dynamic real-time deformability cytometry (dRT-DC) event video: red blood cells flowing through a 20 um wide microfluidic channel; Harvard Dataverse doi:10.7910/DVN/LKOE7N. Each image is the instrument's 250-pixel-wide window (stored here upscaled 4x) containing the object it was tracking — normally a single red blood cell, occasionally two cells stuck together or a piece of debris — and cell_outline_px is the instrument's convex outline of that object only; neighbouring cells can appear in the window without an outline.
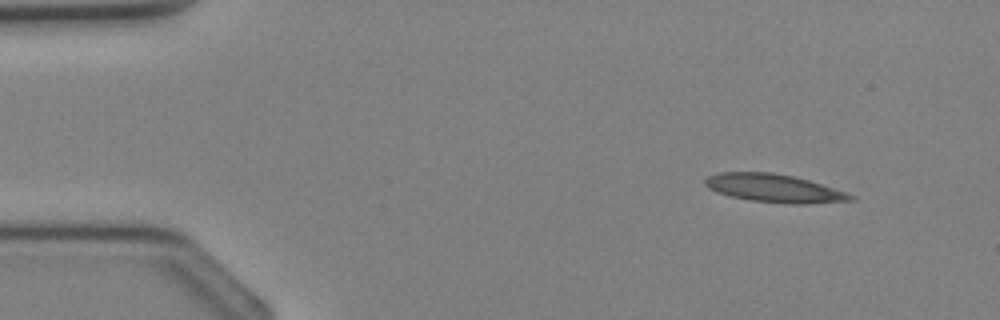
{"species": "Egyptian fruit bat (a non-hibernating species)", "species_latin": "Rousettus aegyptiacus", "temperature_condition": "cold", "stored_images_in_passage": 33, "camera_frame_rate_fps": 3000, "um_per_image_px": 0.085, "animal": {"sex": "female"}, "frame": {"image": 1, "passage_image": 1, "time_ms": 0.0, "image_size_px": [1000, 320], "cell_outline_px": [[856, 200], [808, 204], [788, 204], [752, 200], [732, 196], [716, 192], [708, 188], [704, 184], [704, 180], [708, 176], [716, 172], [772, 172], [796, 176], [848, 192], [856, 196]], "centroid_in_image_um": [65.85, 15.99], "position_along_channel_um": 19.2, "area_um2": 24.16}}
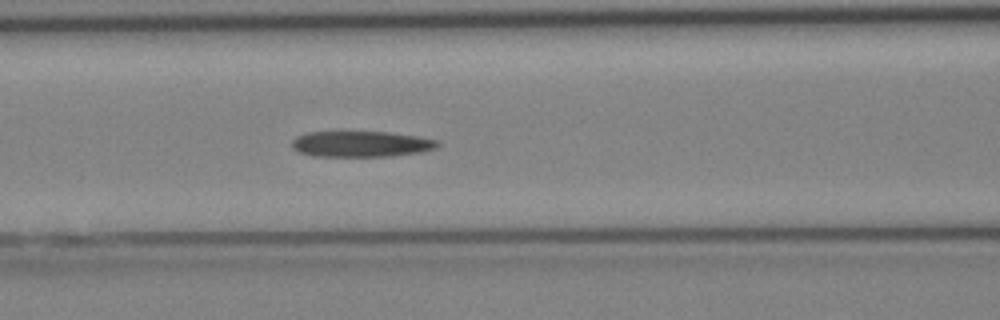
{"frame": {"image": 2, "passage_image": 12, "time_ms": 3.667, "image_size_px": [1000, 320], "cell_outline_px": [[440, 144], [436, 148], [424, 152], [392, 156], [312, 156], [296, 152], [292, 148], [292, 140], [296, 136], [308, 132], [392, 132], [420, 136], [440, 140]], "centroid_in_image_um": [30.73, 12.24], "position_along_channel_um": 135.9, "area_um2": 22.37}}
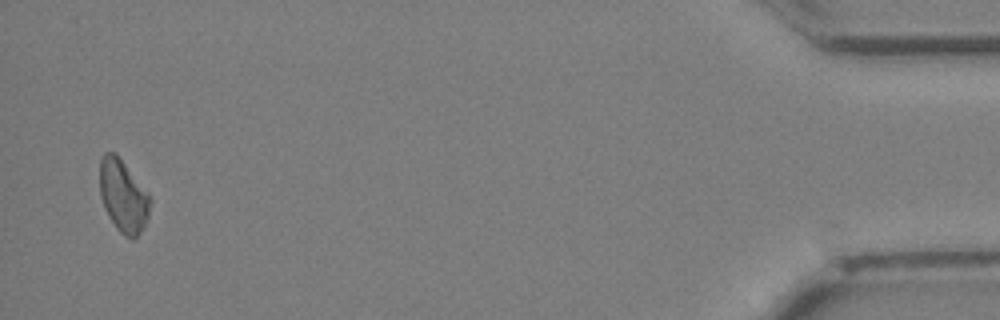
{"frame": {"image": 3, "passage_image": 32, "time_ms": 10.333, "image_size_px": [1000, 320], "cell_outline_px": [[152, 200], [148, 216], [144, 228], [132, 240], [124, 236], [116, 228], [104, 208], [100, 196], [100, 160], [104, 152], [116, 152], [148, 192]], "centroid_in_image_um": [10.48, 16.65], "position_along_channel_um": 424.7, "area_um2": 21.5}}